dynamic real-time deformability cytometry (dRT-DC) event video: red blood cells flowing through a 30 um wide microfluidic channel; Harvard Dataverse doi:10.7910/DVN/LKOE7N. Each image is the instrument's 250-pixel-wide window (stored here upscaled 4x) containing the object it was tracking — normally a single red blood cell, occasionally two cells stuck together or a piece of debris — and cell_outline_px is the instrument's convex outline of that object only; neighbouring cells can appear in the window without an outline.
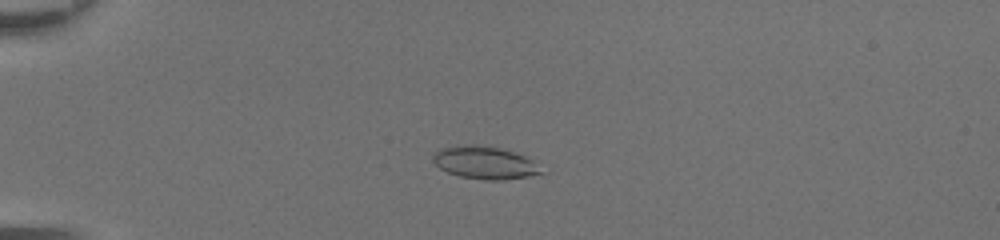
{"species": "common noctule bat (a hibernating species)", "species_latin": "Nyctalus noctula", "temperature_condition": "room temperature", "stored_images_in_passage": 50, "camera_frame_rate_fps": 3000, "um_per_image_px": 0.085, "animal": {"sex": "female", "body_mass_g": 20.0, "forearm_length_mm": 54.0}, "frame": {"image": 1, "passage_image": 15, "time_ms": 4.667, "image_size_px": [1000, 240], "cell_outline_px": [[544, 172], [528, 176], [504, 180], [484, 180], [460, 176], [448, 172], [440, 168], [432, 160], [432, 156], [440, 148], [464, 144], [472, 144], [500, 148], [524, 156], [532, 160]], "centroid_in_image_um": [41.17, 13.83], "position_along_channel_um": 43.8, "area_um2": 20.4}}
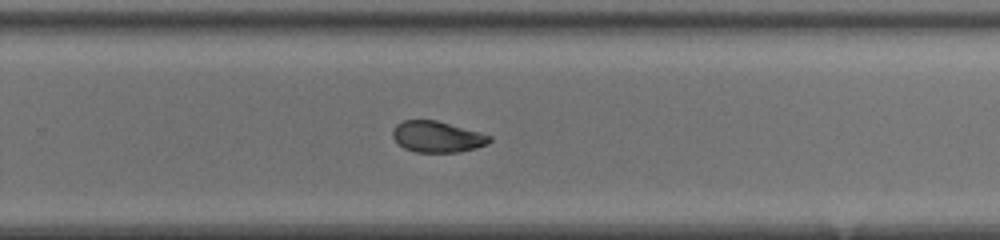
{"frame": {"image": 2, "passage_image": 35, "time_ms": 11.333, "image_size_px": [1000, 240], "cell_outline_px": [[492, 140], [488, 144], [476, 148], [460, 152], [416, 152], [404, 148], [392, 136], [392, 128], [396, 124], [404, 120], [436, 120], [480, 132], [492, 136]], "centroid_in_image_um": [37.18, 11.62], "position_along_channel_um": 292.6, "area_um2": 17.63}}
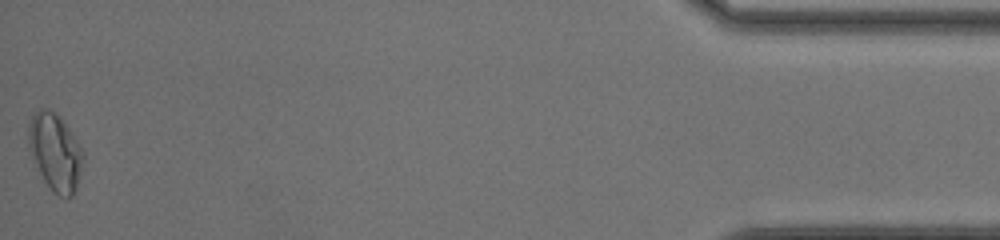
{"frame": {"image": 3, "passage_image": 50, "time_ms": 16.333, "image_size_px": [1000, 240], "cell_outline_px": [[84, 160], [76, 188], [72, 196], [60, 196], [52, 192], [44, 180], [28, 148], [28, 124], [32, 116], [40, 108], [48, 108], [56, 112], [60, 116], [72, 132], [84, 152]], "centroid_in_image_um": [4.7, 12.89], "position_along_channel_um": 430.5, "area_um2": 24.62}, "authors_computed_cell_mechanics": {"area_um2": 19.652, "velocity_mm_per_s": 4.3997, "shape_relaxation_time_tau1_ms": 9.006, "shape_relaxation_time_tau2_ms": 1.7701, "deformation_change_tau1": 0.2019, "deformation_change_tau2": 0.054}}